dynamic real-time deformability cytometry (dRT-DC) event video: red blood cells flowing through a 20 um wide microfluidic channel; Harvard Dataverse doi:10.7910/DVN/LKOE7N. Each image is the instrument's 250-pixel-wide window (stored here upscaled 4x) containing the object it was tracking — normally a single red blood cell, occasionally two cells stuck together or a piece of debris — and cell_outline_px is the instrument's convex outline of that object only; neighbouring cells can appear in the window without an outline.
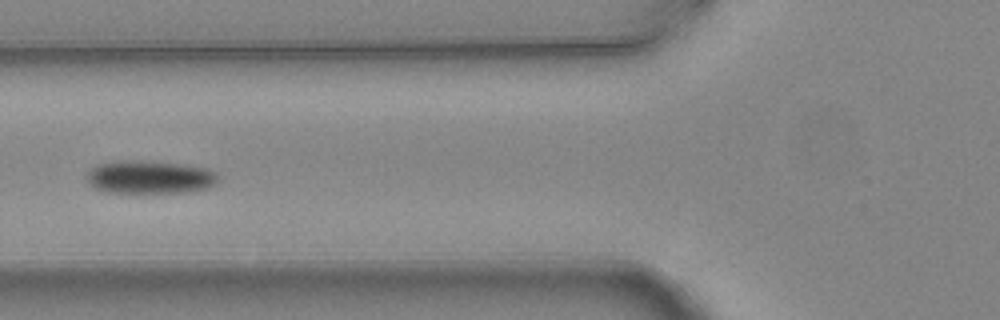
{"species": "common noctule bat (a hibernating species)", "species_latin": "Nyctalus noctula", "temperature_condition": "warm", "stored_images_in_passage": 9, "camera_frame_rate_fps": 3000, "um_per_image_px": 0.085, "animal": {"sex": "female", "body_mass_g": 24.6, "forearm_length_mm": 56.2}, "frame": {"image": 1, "passage_image": 6, "time_ms": 1.667, "image_size_px": [1000, 320], "cell_outline_px": [[220, 180], [216, 184], [208, 188], [188, 192], [104, 192], [88, 184], [84, 176], [92, 168], [100, 164], [116, 160], [144, 160], [188, 164], [208, 168], [216, 172]], "centroid_in_image_um": [12.76, 15.04], "position_along_channel_um": 113.0, "area_um2": 25.89}}
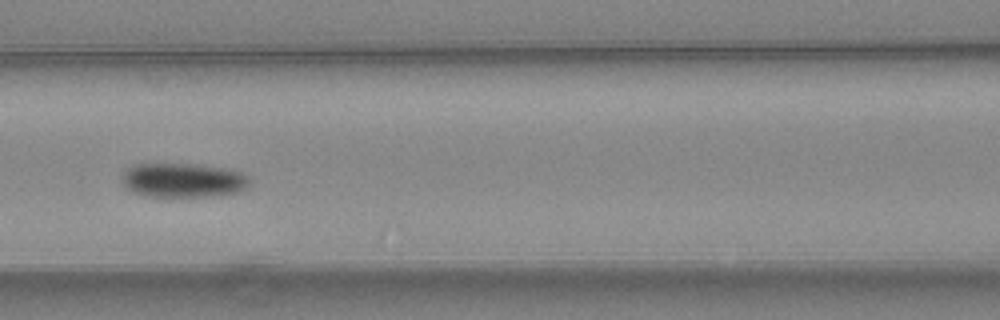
{"frame": {"image": 2, "passage_image": 7, "time_ms": 2.0, "image_size_px": [1000, 320], "cell_outline_px": [[252, 184], [240, 192], [208, 196], [148, 196], [132, 192], [124, 188], [124, 172], [132, 164], [192, 164], [224, 168], [240, 172], [248, 176]], "centroid_in_image_um": [15.59, 15.32], "position_along_channel_um": 151.0, "area_um2": 25.43}}
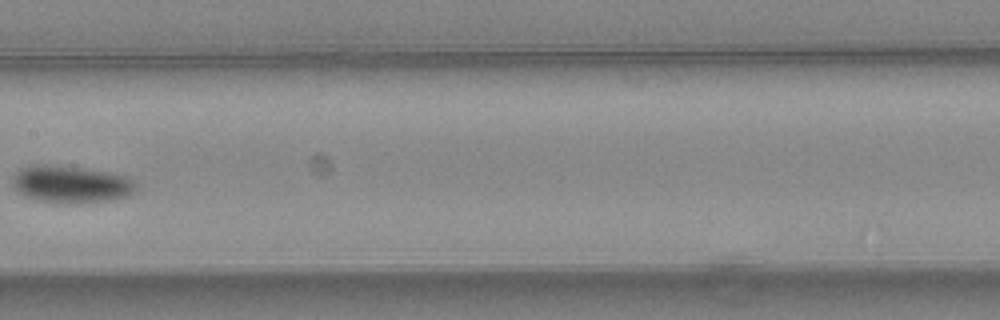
{"frame": {"image": 3, "passage_image": 8, "time_ms": 2.333, "image_size_px": [1000, 320], "cell_outline_px": [[136, 188], [128, 196], [108, 200], [80, 204], [64, 204], [40, 200], [24, 196], [12, 184], [12, 176], [20, 168], [28, 164], [48, 164], [112, 172], [124, 176], [132, 180], [136, 184]], "centroid_in_image_um": [6.0, 15.66], "position_along_channel_um": 201.4, "area_um2": 26.99}}